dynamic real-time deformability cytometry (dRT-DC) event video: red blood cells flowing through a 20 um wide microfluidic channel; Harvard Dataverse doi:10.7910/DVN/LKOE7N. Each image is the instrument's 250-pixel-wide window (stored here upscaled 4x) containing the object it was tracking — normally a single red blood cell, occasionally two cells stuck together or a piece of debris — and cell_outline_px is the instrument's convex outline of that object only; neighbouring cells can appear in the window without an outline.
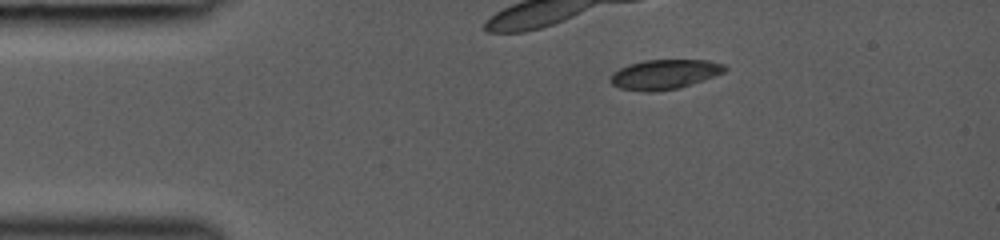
{"species": "common noctule bat (a hibernating species)", "species_latin": "Nyctalus noctula", "temperature_condition": "room temperature", "stored_images_in_passage": 9, "camera_frame_rate_fps": 3000, "um_per_image_px": 0.085, "animal": {"sex": "female", "body_mass_g": 19.0, "forearm_length_mm": 53.3}, "frame": {"image": 1, "passage_image": 1, "time_ms": 0.0, "image_size_px": [1000, 240], "cell_outline_px": [[728, 68], [724, 72], [704, 80], [680, 88], [652, 92], [644, 92], [620, 88], [612, 84], [608, 80], [612, 72], [628, 64], [644, 60], [708, 60], [724, 64]], "centroid_in_image_um": [56.46, 6.32], "position_along_channel_um": 28.5, "area_um2": 20.0}}